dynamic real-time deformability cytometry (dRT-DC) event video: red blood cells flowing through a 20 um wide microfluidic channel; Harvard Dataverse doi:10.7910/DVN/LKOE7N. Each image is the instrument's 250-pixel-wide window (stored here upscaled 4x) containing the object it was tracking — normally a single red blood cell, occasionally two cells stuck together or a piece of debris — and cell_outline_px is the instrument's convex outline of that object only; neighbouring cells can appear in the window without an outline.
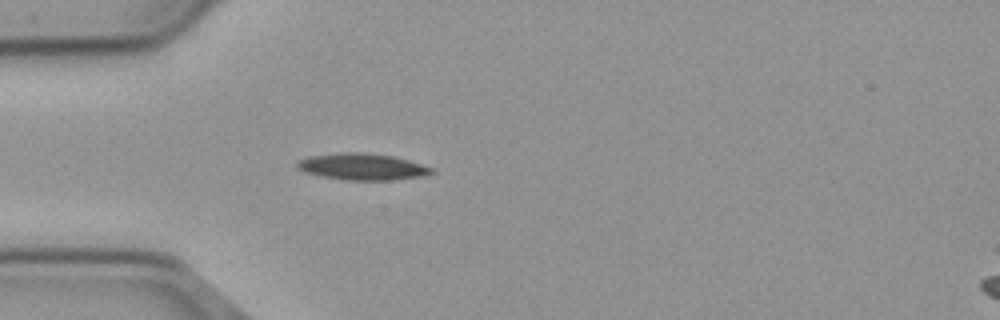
{"species": "common noctule bat (a hibernating species)", "species_latin": "Nyctalus noctula", "temperature_condition": "cold", "stored_images_in_passage": 41, "camera_frame_rate_fps": 3000, "um_per_image_px": 0.085, "animal": {"sex": "male", "body_mass_g": 23.1, "forearm_length_mm": 52.7}, "frame": {"image": 1, "passage_image": 1, "time_ms": 0.0, "image_size_px": [1000, 320], "cell_outline_px": [[436, 172], [420, 176], [392, 180], [348, 180], [320, 176], [304, 172], [296, 168], [296, 160], [304, 156], [340, 152], [364, 152], [392, 156], [408, 160], [432, 168]], "centroid_in_image_um": [30.69, 14.16], "position_along_channel_um": 54.3, "area_um2": 20.98}}
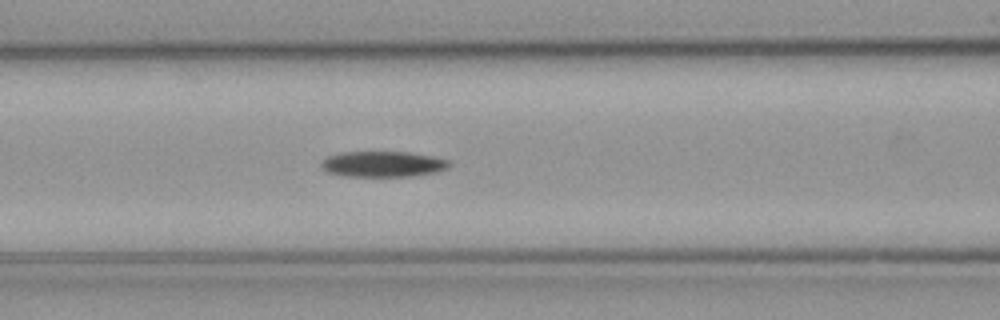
{"frame": {"image": 2, "passage_image": 8, "time_ms": 2.333, "image_size_px": [1000, 320], "cell_outline_px": [[452, 164], [448, 168], [436, 172], [416, 176], [340, 176], [328, 172], [320, 168], [320, 164], [328, 156], [344, 152], [408, 152], [432, 156], [448, 160]], "centroid_in_image_um": [32.55, 13.95], "position_along_channel_um": 134.0, "area_um2": 19.25}}
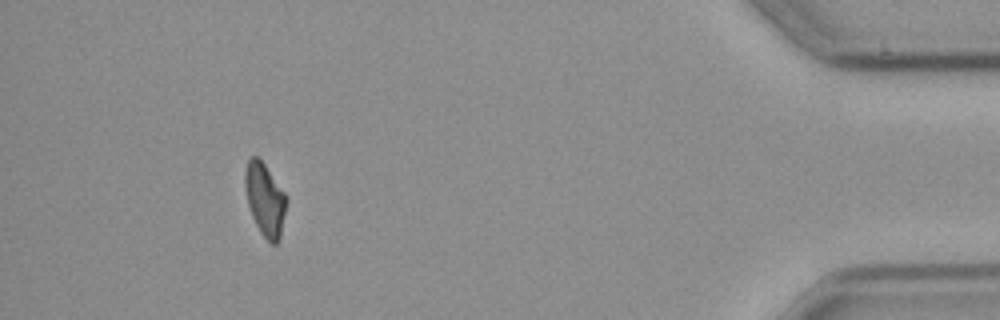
{"frame": {"image": 3, "passage_image": 36, "time_ms": 11.667, "image_size_px": [1000, 320], "cell_outline_px": [[288, 200], [280, 240], [276, 244], [272, 244], [260, 232], [252, 216], [248, 204], [244, 184], [244, 172], [248, 160], [252, 156], [256, 156], [264, 164], [288, 196]], "centroid_in_image_um": [22.54, 16.97], "position_along_channel_um": 412.7, "area_um2": 17.69}}